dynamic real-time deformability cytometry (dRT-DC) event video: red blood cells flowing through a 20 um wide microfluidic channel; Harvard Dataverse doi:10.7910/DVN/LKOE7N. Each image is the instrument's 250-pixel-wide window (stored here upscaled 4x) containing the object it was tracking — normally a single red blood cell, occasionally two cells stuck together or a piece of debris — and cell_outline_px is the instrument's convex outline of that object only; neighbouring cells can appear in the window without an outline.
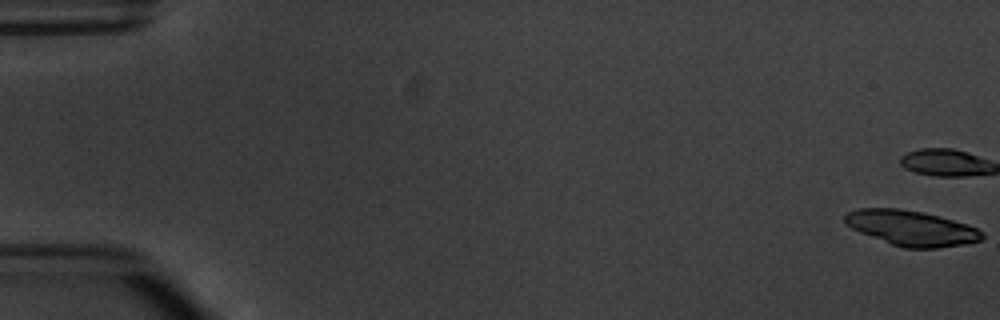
{"species": "common noctule bat (a hibernating species)", "species_latin": "Nyctalus noctula", "temperature_condition": "warm", "stored_images_in_passage": 5, "camera_frame_rate_fps": 3000, "um_per_image_px": 0.085, "animal": {"sex": "male", "body_mass_g": 20.1, "forearm_length_mm": 53.5}, "frame": {"image": 1, "passage_image": 1, "time_ms": 0.0, "image_size_px": [1000, 320], "cell_outline_px": [[984, 236], [980, 240], [964, 244], [936, 248], [904, 248], [892, 244], [860, 232], [852, 228], [844, 220], [844, 216], [848, 212], [860, 208], [900, 208], [920, 212], [968, 224], [976, 228]], "centroid_in_image_um": [77.45, 19.38], "position_along_channel_um": 7.5, "area_um2": 27.63}}